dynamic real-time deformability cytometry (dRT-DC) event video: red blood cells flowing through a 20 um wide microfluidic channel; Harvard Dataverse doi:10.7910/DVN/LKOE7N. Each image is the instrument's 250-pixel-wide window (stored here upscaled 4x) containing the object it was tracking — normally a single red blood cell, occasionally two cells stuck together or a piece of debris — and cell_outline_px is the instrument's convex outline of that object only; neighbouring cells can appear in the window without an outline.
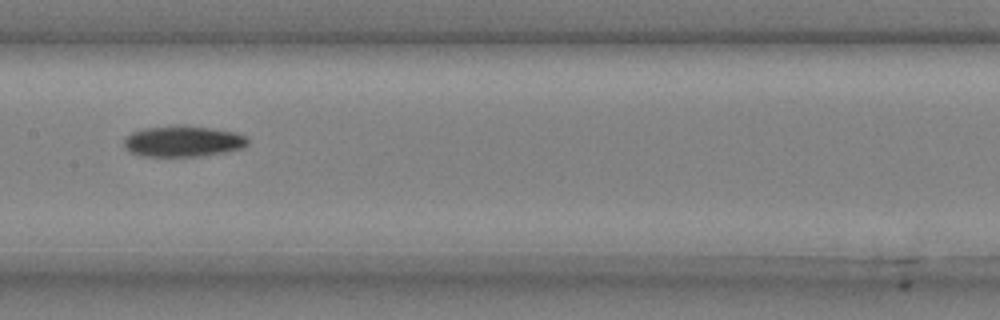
{"species": "common noctule bat (a hibernating species)", "species_latin": "Nyctalus noctula", "temperature_condition": "cold", "stored_images_in_passage": 9, "camera_frame_rate_fps": 3000, "um_per_image_px": 0.085, "animal": {"sex": "male", "body_mass_g": 20.4}, "frame": {"image": 1, "passage_image": 7, "time_ms": 2.0, "image_size_px": [1000, 320], "cell_outline_px": [[248, 144], [244, 148], [204, 156], [140, 156], [128, 152], [124, 148], [124, 136], [132, 132], [144, 128], [208, 128], [236, 132], [244, 136], [248, 140]], "centroid_in_image_um": [15.52, 12.06], "position_along_channel_um": 191.9, "area_um2": 21.73}}
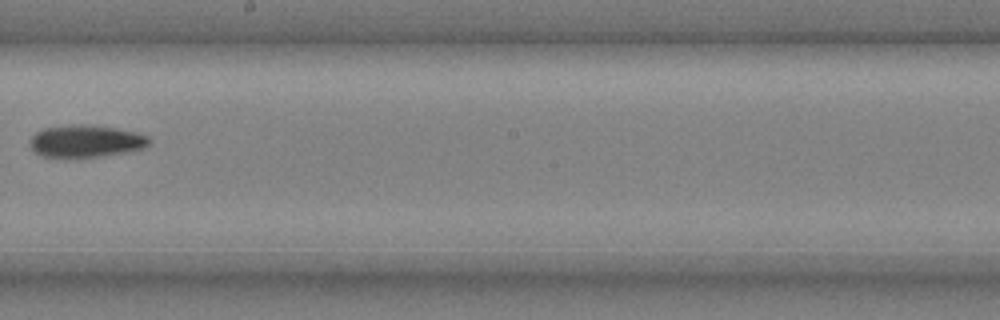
{"frame": {"image": 2, "passage_image": 8, "time_ms": 2.333, "image_size_px": [1000, 320], "cell_outline_px": [[148, 144], [144, 148], [124, 152], [100, 156], [44, 156], [36, 152], [32, 148], [32, 136], [36, 132], [44, 128], [72, 124], [88, 124], [136, 132], [148, 136]], "centroid_in_image_um": [7.31, 11.97], "position_along_channel_um": 240.9, "area_um2": 21.73}}
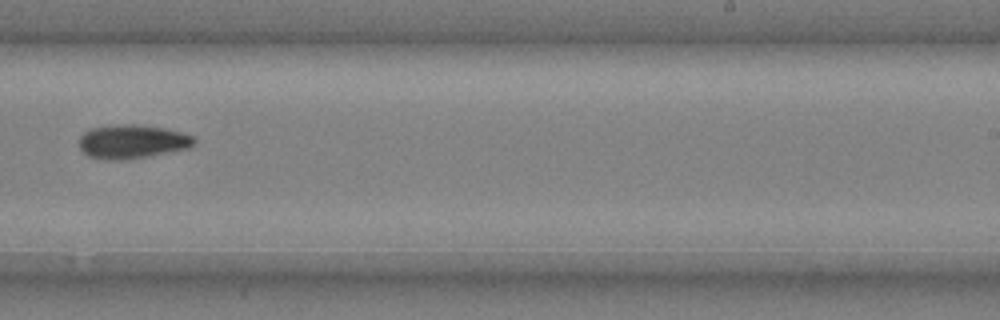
{"frame": {"image": 3, "passage_image": 9, "time_ms": 2.667, "image_size_px": [1000, 320], "cell_outline_px": [[196, 144], [188, 148], [148, 156], [124, 160], [104, 160], [88, 156], [80, 148], [80, 136], [84, 132], [92, 128], [124, 124], [136, 124], [164, 128], [180, 132], [192, 136], [196, 140]], "centroid_in_image_um": [11.23, 12.04], "position_along_channel_um": 277.8, "area_um2": 22.54}}